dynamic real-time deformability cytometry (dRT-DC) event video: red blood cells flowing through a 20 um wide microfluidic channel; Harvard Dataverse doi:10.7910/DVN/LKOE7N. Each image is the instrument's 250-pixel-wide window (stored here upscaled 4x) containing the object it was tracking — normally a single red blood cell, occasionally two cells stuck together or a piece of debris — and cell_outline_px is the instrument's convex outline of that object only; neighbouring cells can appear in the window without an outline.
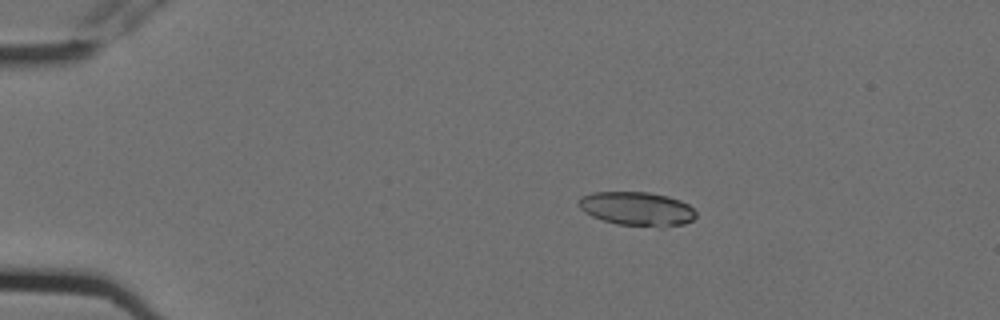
{"species": "Egyptian fruit bat (a non-hibernating species)", "species_latin": "Rousettus aegyptiacus", "temperature_condition": "cold", "stored_images_in_passage": 5, "camera_frame_rate_fps": 3000, "um_per_image_px": 0.085, "animal": {"sex": "female"}, "frame": {"image": 1, "passage_image": 4, "time_ms": 1.0, "image_size_px": [1000, 320], "cell_outline_px": [[696, 216], [692, 220], [684, 224], [660, 228], [616, 224], [592, 216], [584, 212], [576, 204], [580, 196], [592, 192], [648, 192], [668, 196], [680, 200], [688, 204], [696, 212]], "centroid_in_image_um": [54.14, 17.75], "position_along_channel_um": 30.9, "area_um2": 23.52}}